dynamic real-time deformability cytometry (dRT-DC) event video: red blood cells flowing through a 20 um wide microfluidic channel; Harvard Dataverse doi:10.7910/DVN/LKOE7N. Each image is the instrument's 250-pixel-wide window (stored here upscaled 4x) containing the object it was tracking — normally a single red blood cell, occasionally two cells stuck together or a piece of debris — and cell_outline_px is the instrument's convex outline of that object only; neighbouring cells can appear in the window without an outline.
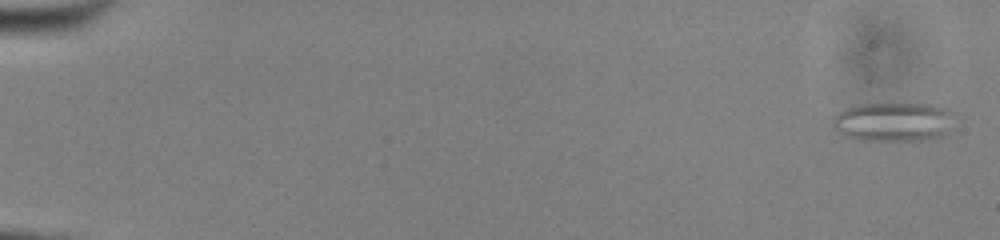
{"species": "common noctule bat (a hibernating species)", "species_latin": "Nyctalus noctula", "temperature_condition": "cold", "stored_images_in_passage": 54, "camera_frame_rate_fps": 3000, "um_per_image_px": 0.085, "animal": {"sex": "male", "body_mass_g": 13.0, "forearm_length_mm": 53.1}, "frame": {"image": 1, "passage_image": 2, "time_ms": 0.333, "image_size_px": [1000, 240], "cell_outline_px": [[948, 112], [944, 132], [940, 136], [924, 140], [860, 140], [844, 136], [836, 132], [832, 128], [832, 120], [844, 108], [856, 104], [932, 104], [948, 108]], "centroid_in_image_um": [75.76, 10.35], "position_along_channel_um": 9.2, "area_um2": 27.11}}
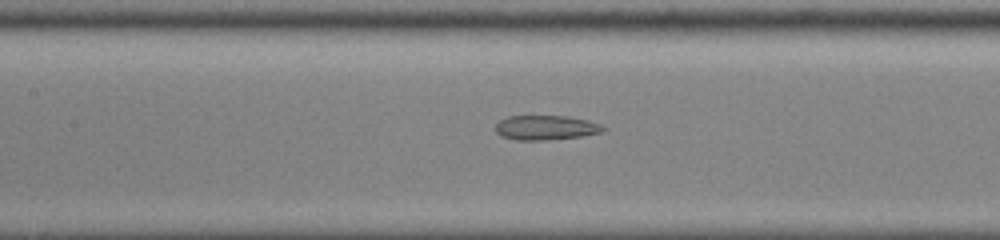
{"frame": {"image": 2, "passage_image": 27, "time_ms": 8.667, "image_size_px": [1000, 240], "cell_outline_px": [[604, 128], [600, 132], [580, 136], [544, 140], [516, 140], [500, 136], [496, 132], [496, 124], [500, 120], [508, 116], [568, 116], [588, 120], [600, 124]], "centroid_in_image_um": [46.34, 10.84], "position_along_channel_um": 161.1, "area_um2": 15.26}}
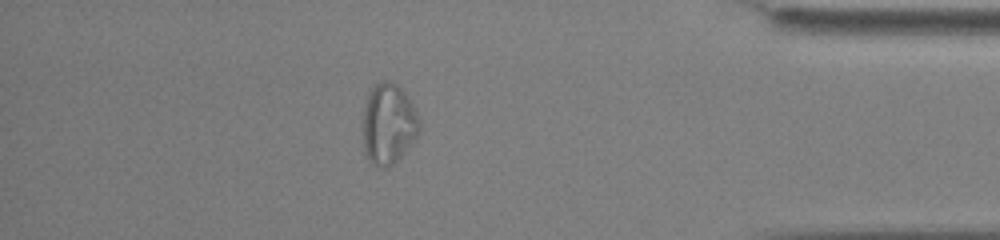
{"frame": {"image": 3, "passage_image": 48, "time_ms": 15.667, "image_size_px": [1000, 240], "cell_outline_px": [[420, 128], [416, 136], [400, 156], [392, 164], [384, 168], [372, 164], [364, 152], [364, 104], [368, 92], [380, 80], [392, 80], [404, 92], [416, 112], [420, 120]], "centroid_in_image_um": [33.0, 10.5], "position_along_channel_um": 402.2, "area_um2": 26.18}}